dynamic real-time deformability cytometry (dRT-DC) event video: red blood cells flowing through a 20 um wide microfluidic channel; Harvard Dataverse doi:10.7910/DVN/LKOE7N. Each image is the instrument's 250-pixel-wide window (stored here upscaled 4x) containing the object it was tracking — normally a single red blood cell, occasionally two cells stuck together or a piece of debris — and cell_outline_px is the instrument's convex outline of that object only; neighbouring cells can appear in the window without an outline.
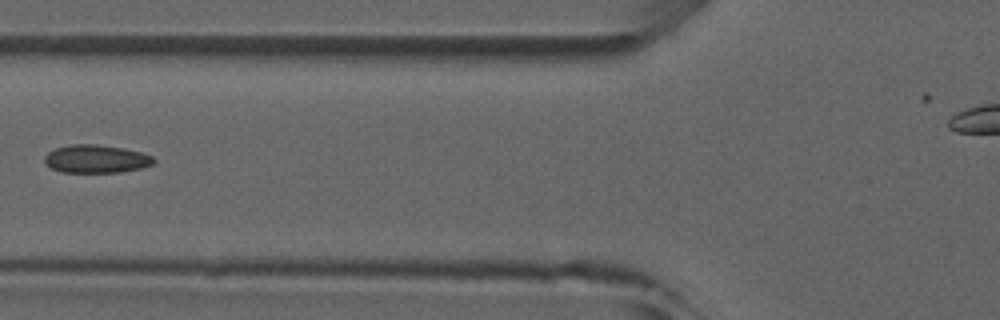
{"species": "common noctule bat (a hibernating species)", "species_latin": "Nyctalus noctula", "temperature_condition": "room temperature", "stored_images_in_passage": 5, "camera_frame_rate_fps": 3000, "um_per_image_px": 0.085, "animal": {"sex": "male", "forearm_length_mm": 52.5}, "frame": {"image": 1, "passage_image": 5, "time_ms": 5.333, "image_size_px": [1000, 320], "cell_outline_px": [[156, 160], [152, 164], [140, 168], [120, 172], [60, 172], [52, 168], [44, 160], [44, 156], [48, 152], [56, 148], [72, 144], [96, 144], [124, 148], [140, 152], [152, 156]], "centroid_in_image_um": [8.17, 13.5], "position_along_channel_um": 117.6, "area_um2": 17.74}}